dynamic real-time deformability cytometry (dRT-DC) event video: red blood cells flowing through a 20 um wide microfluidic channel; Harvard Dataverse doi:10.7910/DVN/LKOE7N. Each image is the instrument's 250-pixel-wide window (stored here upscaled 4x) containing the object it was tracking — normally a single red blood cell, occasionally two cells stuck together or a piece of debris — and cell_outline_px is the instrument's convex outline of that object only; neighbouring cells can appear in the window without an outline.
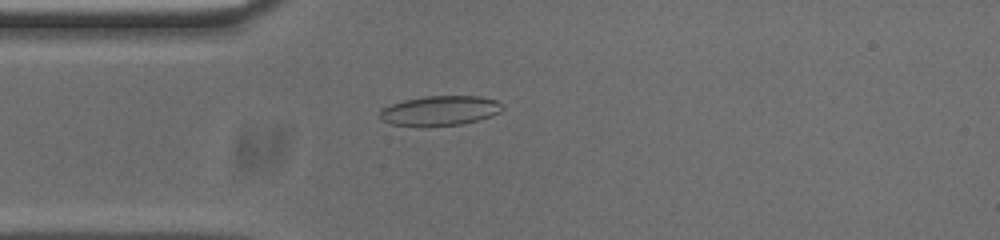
{"species": "common noctule bat (a hibernating species)", "species_latin": "Nyctalus noctula", "temperature_condition": "cold", "stored_images_in_passage": 53, "camera_frame_rate_fps": 3000, "um_per_image_px": 0.085, "animal": {"sex": "male", "body_mass_g": 20.0, "forearm_length_mm": 53.3}, "frame": {"image": 1, "passage_image": 13, "time_ms": 4.0, "image_size_px": [1000, 240], "cell_outline_px": [[504, 108], [500, 112], [492, 116], [464, 124], [428, 128], [392, 124], [380, 120], [380, 108], [404, 100], [424, 96], [480, 96], [496, 100]], "centroid_in_image_um": [37.37, 9.43], "position_along_channel_um": 47.6, "area_um2": 21.79}}
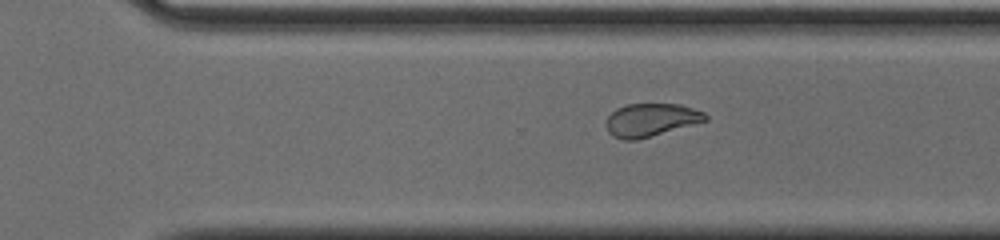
{"frame": {"image": 2, "passage_image": 35, "time_ms": 11.333, "image_size_px": [1000, 240], "cell_outline_px": [[708, 120], [636, 140], [624, 140], [612, 136], [608, 132], [604, 124], [608, 116], [616, 108], [628, 104], [680, 104], [704, 112], [708, 116]], "centroid_in_image_um": [55.29, 10.19], "position_along_channel_um": 315.3, "area_um2": 19.07}}
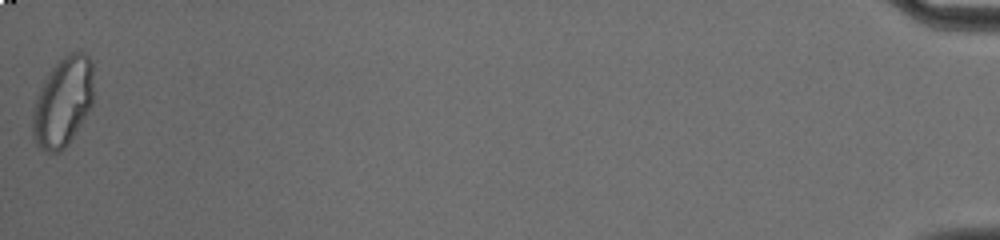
{"frame": {"image": 3, "passage_image": 53, "time_ms": 17.333, "image_size_px": [1000, 240], "cell_outline_px": [[92, 104], [68, 144], [60, 152], [48, 152], [36, 148], [32, 136], [32, 112], [36, 96], [48, 72], [68, 52], [84, 52], [92, 60]], "centroid_in_image_um": [5.31, 8.69], "position_along_channel_um": 429.9, "area_um2": 31.85}, "authors_computed_cell_mechanics": {"area_um2": 20.519, "velocity_mm_per_s": 3.7502, "shape_relaxation_time_tau1_ms": null, "shape_relaxation_time_tau2_ms": 1.5767, "deformation_change_tau1": null, "deformation_change_tau2": 0.0764}}